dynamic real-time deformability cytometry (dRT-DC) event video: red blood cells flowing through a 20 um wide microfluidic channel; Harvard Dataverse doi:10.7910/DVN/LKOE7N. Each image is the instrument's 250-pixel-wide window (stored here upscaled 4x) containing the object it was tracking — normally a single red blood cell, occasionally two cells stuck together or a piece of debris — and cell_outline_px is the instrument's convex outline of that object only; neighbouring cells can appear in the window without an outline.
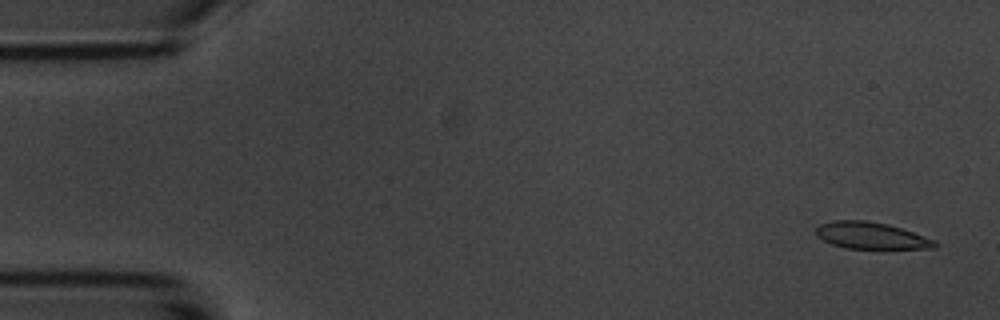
{"species": "common noctule bat (a hibernating species)", "species_latin": "Nyctalus noctula", "temperature_condition": "room temperature", "stored_images_in_passage": 6, "camera_frame_rate_fps": 3000, "um_per_image_px": 0.085, "animal": {"sex": "male", "body_mass_g": 20.1, "forearm_length_mm": 53.5}, "frame": {"image": 1, "passage_image": 1, "time_ms": 0.0, "image_size_px": [1000, 320], "cell_outline_px": [[936, 248], [844, 248], [832, 244], [816, 236], [816, 228], [820, 224], [832, 220], [864, 220], [888, 224], [936, 240]], "centroid_in_image_um": [74.01, 20.01], "position_along_channel_um": 11.0, "area_um2": 18.32}}
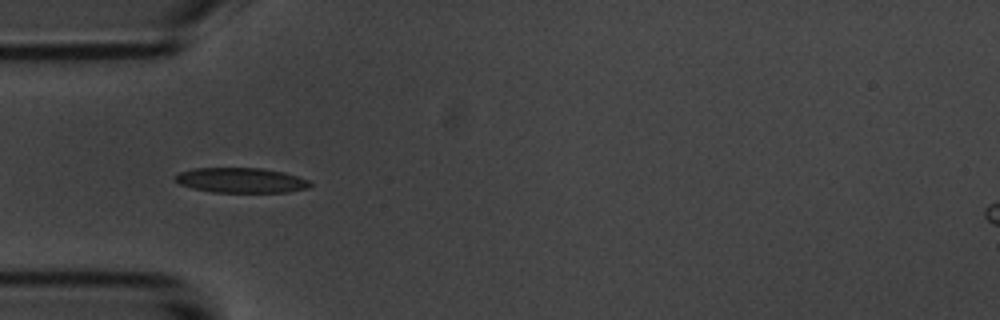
{"frame": {"image": 2, "passage_image": 5, "time_ms": 4.667, "image_size_px": [1000, 320], "cell_outline_px": [[312, 184], [308, 188], [288, 192], [212, 192], [192, 188], [180, 184], [172, 176], [180, 172], [192, 168], [264, 168], [284, 172], [308, 180]], "centroid_in_image_um": [20.47, 15.32], "position_along_channel_um": 64.5, "area_um2": 19.71}}